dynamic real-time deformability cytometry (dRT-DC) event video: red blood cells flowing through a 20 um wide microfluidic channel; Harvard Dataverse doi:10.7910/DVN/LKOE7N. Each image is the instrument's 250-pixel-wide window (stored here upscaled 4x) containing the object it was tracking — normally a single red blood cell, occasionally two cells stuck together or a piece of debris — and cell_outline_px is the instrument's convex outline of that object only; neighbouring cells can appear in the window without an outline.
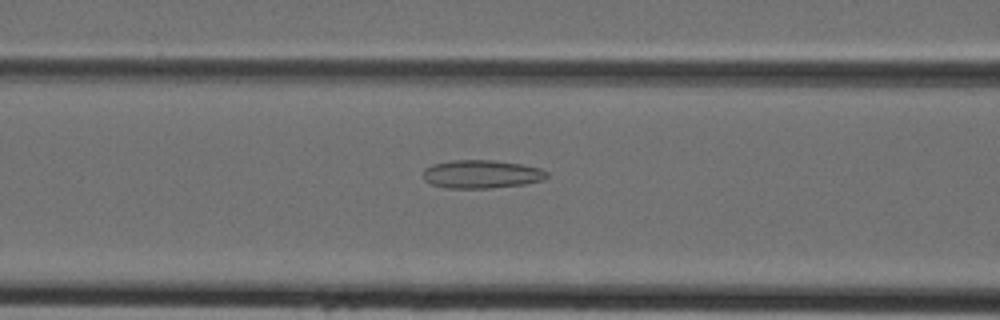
{"species": "Egyptian fruit bat (a non-hibernating species)", "species_latin": "Rousettus aegyptiacus", "temperature_condition": "cold", "stored_images_in_passage": 44, "camera_frame_rate_fps": 3000, "um_per_image_px": 0.085, "animal": {"sex": "female"}, "frame": {"image": 1, "passage_image": 18, "time_ms": 5.667, "image_size_px": [1000, 320], "cell_outline_px": [[548, 176], [544, 180], [524, 184], [492, 188], [444, 188], [432, 184], [424, 180], [424, 168], [432, 164], [452, 160], [492, 160], [520, 164], [540, 168], [548, 172]], "centroid_in_image_um": [40.93, 14.8], "position_along_channel_um": 125.7, "area_um2": 20.46}}
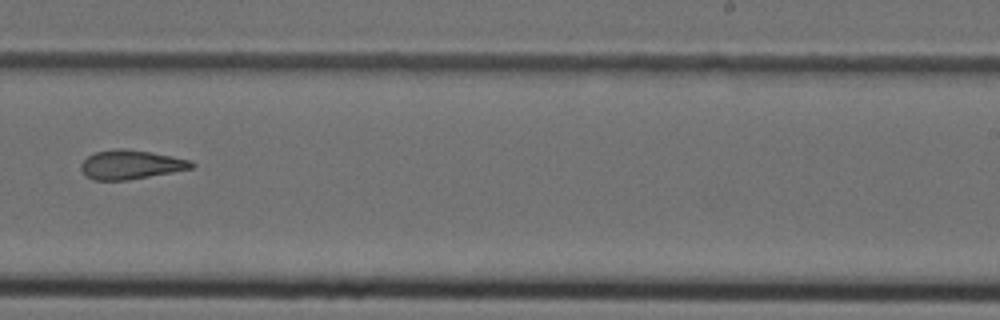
{"frame": {"image": 2, "passage_image": 28, "time_ms": 9.0, "image_size_px": [1000, 320], "cell_outline_px": [[196, 164], [192, 168], [172, 172], [128, 180], [92, 180], [84, 176], [80, 168], [80, 164], [88, 156], [96, 152], [120, 148], [124, 148], [152, 152], [192, 160]], "centroid_in_image_um": [11.11, 13.99], "position_along_channel_um": 277.9, "area_um2": 18.84}}
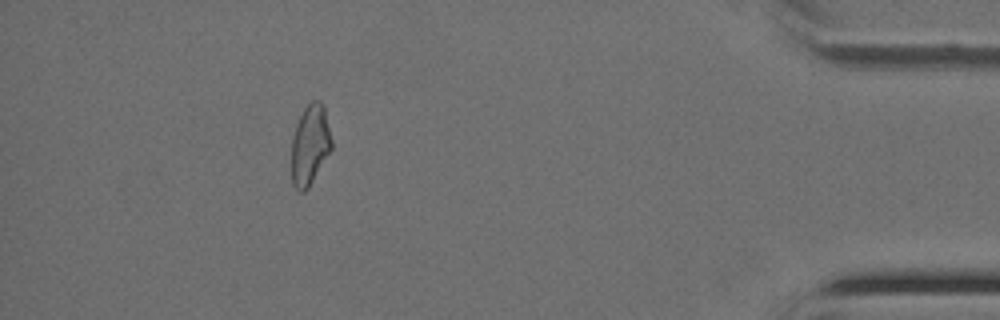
{"frame": {"image": 3, "passage_image": 40, "time_ms": 13.0, "image_size_px": [1000, 320], "cell_outline_px": [[332, 148], [308, 188], [304, 192], [300, 192], [292, 184], [292, 136], [296, 124], [304, 108], [312, 100], [320, 100], [324, 104], [332, 140]], "centroid_in_image_um": [26.35, 12.29], "position_along_channel_um": 408.8, "area_um2": 18.79}}